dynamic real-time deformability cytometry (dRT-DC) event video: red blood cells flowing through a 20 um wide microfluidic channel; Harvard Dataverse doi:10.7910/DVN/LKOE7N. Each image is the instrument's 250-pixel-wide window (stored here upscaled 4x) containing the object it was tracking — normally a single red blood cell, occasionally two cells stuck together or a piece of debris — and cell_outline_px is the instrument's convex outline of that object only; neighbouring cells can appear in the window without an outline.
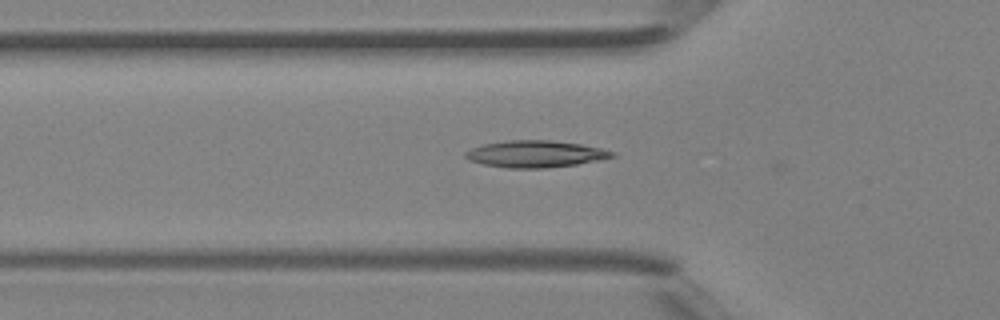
{"species": "Egyptian fruit bat (a non-hibernating species)", "species_latin": "Rousettus aegyptiacus", "temperature_condition": "room temperature", "stored_images_in_passage": 21, "camera_frame_rate_fps": 3000, "um_per_image_px": 0.085, "animal": {"sex": "female"}, "frame": {"image": 1, "passage_image": 8, "time_ms": 2.333, "image_size_px": [1000, 320], "cell_outline_px": [[616, 156], [600, 160], [576, 164], [544, 168], [508, 168], [484, 164], [468, 160], [464, 156], [464, 152], [472, 148], [484, 144], [508, 140], [552, 140], [580, 144], [600, 148], [616, 152]], "centroid_in_image_um": [45.51, 13.08], "position_along_channel_um": 80.3, "area_um2": 22.89}}
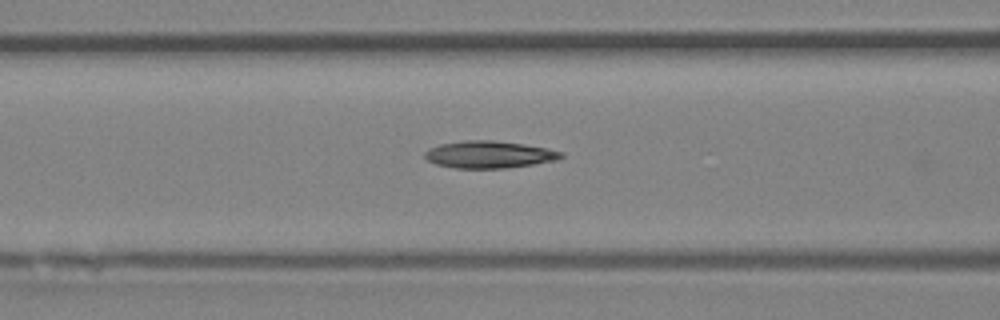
{"frame": {"image": 2, "passage_image": 11, "time_ms": 3.333, "image_size_px": [1000, 320], "cell_outline_px": [[564, 156], [556, 160], [532, 164], [504, 168], [456, 168], [436, 164], [428, 160], [424, 156], [424, 152], [428, 148], [440, 144], [464, 140], [492, 140], [524, 144], [564, 152]], "centroid_in_image_um": [41.55, 13.13], "position_along_channel_um": 125.1, "area_um2": 21.44}}
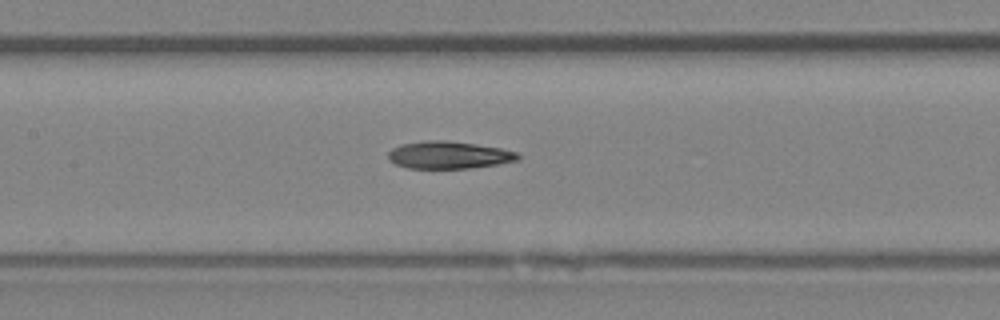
{"frame": {"image": 3, "passage_image": 14, "time_ms": 4.333, "image_size_px": [1000, 320], "cell_outline_px": [[520, 156], [516, 160], [496, 164], [468, 168], [408, 168], [396, 164], [388, 156], [388, 152], [392, 148], [400, 144], [428, 140], [444, 140], [476, 144], [500, 148], [516, 152]], "centroid_in_image_um": [38.12, 13.16], "position_along_channel_um": 169.3, "area_um2": 20.4}}